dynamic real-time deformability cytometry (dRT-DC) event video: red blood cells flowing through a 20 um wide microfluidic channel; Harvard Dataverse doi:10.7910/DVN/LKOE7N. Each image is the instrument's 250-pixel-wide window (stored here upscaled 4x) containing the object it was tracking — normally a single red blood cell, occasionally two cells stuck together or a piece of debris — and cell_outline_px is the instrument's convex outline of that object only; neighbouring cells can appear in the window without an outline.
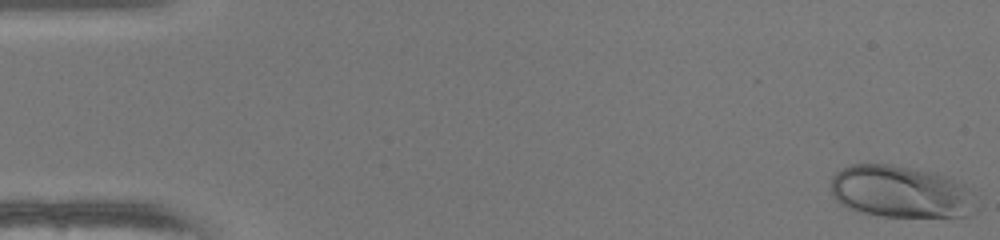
{"species": "human", "species_latin": "Homo sapiens", "temperature_condition": "warm", "stored_images_in_passage": 49, "camera_frame_rate_fps": 3000, "um_per_image_px": 0.085, "donor": {"sex": "female"}, "frame": {"image": 1, "passage_image": 1, "time_ms": 0.0, "image_size_px": [1000, 240], "cell_outline_px": [[980, 208], [976, 212], [968, 216], [880, 216], [860, 212], [848, 208], [840, 204], [836, 200], [832, 192], [832, 176], [836, 172], [852, 164], [892, 164], [936, 172], [948, 176], [972, 188]], "centroid_in_image_um": [76.66, 16.3], "position_along_channel_um": 8.3, "area_um2": 44.97}}
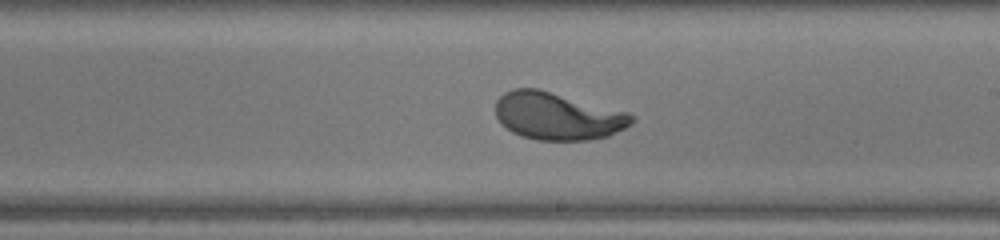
{"frame": {"image": 2, "passage_image": 29, "time_ms": 9.333, "image_size_px": [1000, 240], "cell_outline_px": [[636, 120], [632, 124], [608, 136], [588, 140], [536, 140], [520, 136], [512, 132], [496, 116], [496, 100], [504, 92], [512, 88], [536, 88], [628, 112], [636, 116]], "centroid_in_image_um": [47.41, 9.87], "position_along_channel_um": 241.6, "area_um2": 37.57}}
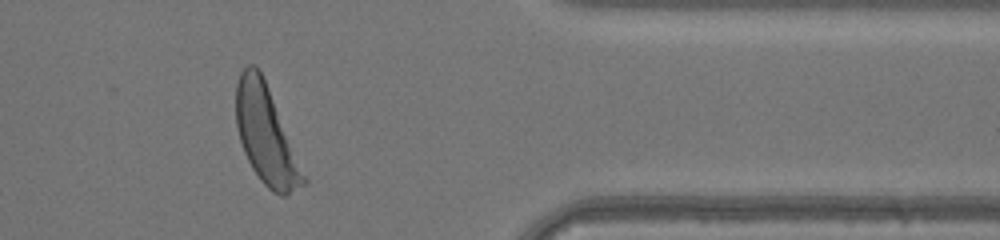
{"frame": {"image": 3, "passage_image": 41, "time_ms": 13.333, "image_size_px": [1000, 240], "cell_outline_px": [[308, 180], [304, 184], [284, 196], [280, 196], [272, 192], [260, 180], [252, 168], [244, 152], [240, 140], [236, 124], [236, 84], [240, 72], [248, 64], [256, 64], [268, 88]], "centroid_in_image_um": [22.59, 11.49], "position_along_channel_um": 388.8, "area_um2": 37.86}, "authors_computed_cell_mechanics": {"area_um2": 38.2058, "velocity_mm_per_s": 4.1925, "shape_relaxation_time_tau1_ms": 2.4557, "shape_relaxation_time_tau2_ms": null, "deformation_change_tau1": 0.1795, "deformation_change_tau2": null}}